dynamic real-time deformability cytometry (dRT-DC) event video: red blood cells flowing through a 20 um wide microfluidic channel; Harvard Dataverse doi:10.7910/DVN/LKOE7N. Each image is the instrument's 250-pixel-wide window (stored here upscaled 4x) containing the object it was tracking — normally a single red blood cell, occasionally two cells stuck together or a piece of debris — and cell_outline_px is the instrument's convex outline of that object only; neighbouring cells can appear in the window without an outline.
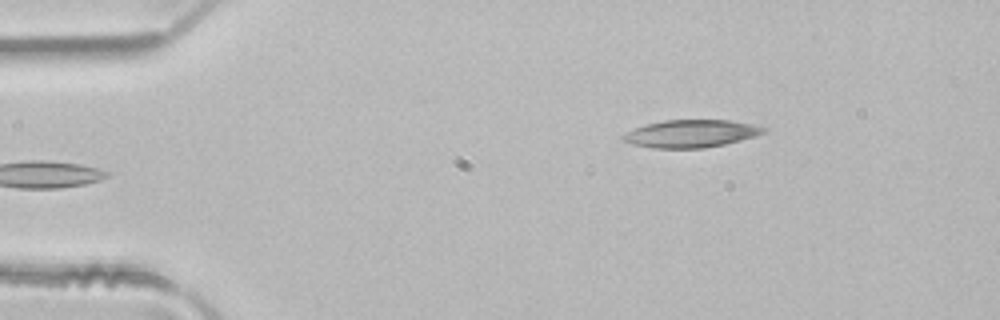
{"species": "common noctule bat (a hibernating species)", "species_latin": "Nyctalus noctula", "temperature_condition": "room temperature", "stored_images_in_passage": 42, "camera_frame_rate_fps": 3000, "um_per_image_px": 0.085, "animal": {"sex": "male", "body_mass_g": 21.5, "forearm_length_mm": 52.0}, "frame": {"image": 1, "passage_image": 1, "time_ms": 0.0, "image_size_px": [1000, 320], "cell_outline_px": [[768, 128], [764, 132], [756, 136], [724, 144], [704, 148], [652, 148], [632, 144], [624, 140], [620, 136], [636, 128], [648, 124], [664, 120], [728, 120], [752, 124]], "centroid_in_image_um": [58.75, 11.36], "position_along_channel_um": 26.2, "area_um2": 22.37}}
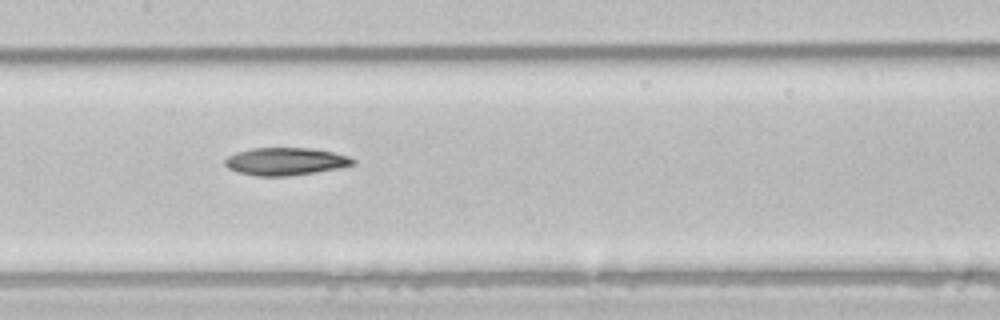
{"frame": {"image": 2, "passage_image": 17, "time_ms": 5.333, "image_size_px": [1000, 320], "cell_outline_px": [[356, 164], [340, 168], [316, 172], [288, 176], [256, 176], [236, 172], [228, 168], [224, 164], [224, 160], [228, 156], [236, 152], [252, 148], [312, 148], [332, 152], [348, 156], [356, 160]], "centroid_in_image_um": [24.26, 13.72], "position_along_channel_um": 183.1, "area_um2": 20.75}}
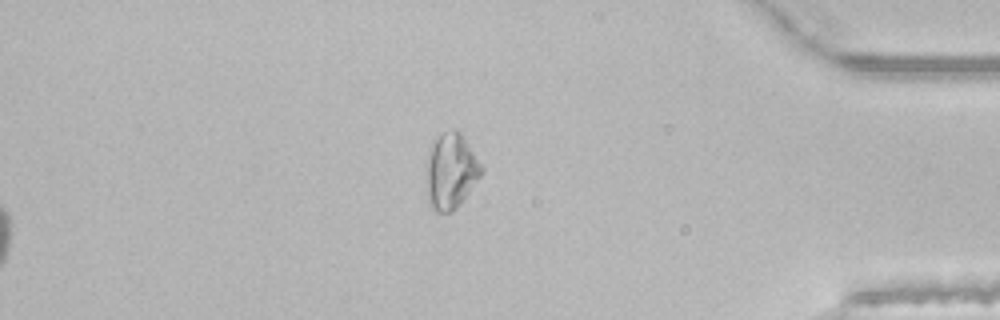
{"frame": {"image": 3, "passage_image": 35, "time_ms": 11.333, "image_size_px": [1000, 320], "cell_outline_px": [[484, 168], [480, 176], [456, 208], [452, 212], [436, 212], [428, 204], [424, 172], [432, 140], [444, 132], [452, 128], [456, 128], [460, 132]], "centroid_in_image_um": [38.27, 14.54], "position_along_channel_um": 396.9, "area_um2": 24.51}}